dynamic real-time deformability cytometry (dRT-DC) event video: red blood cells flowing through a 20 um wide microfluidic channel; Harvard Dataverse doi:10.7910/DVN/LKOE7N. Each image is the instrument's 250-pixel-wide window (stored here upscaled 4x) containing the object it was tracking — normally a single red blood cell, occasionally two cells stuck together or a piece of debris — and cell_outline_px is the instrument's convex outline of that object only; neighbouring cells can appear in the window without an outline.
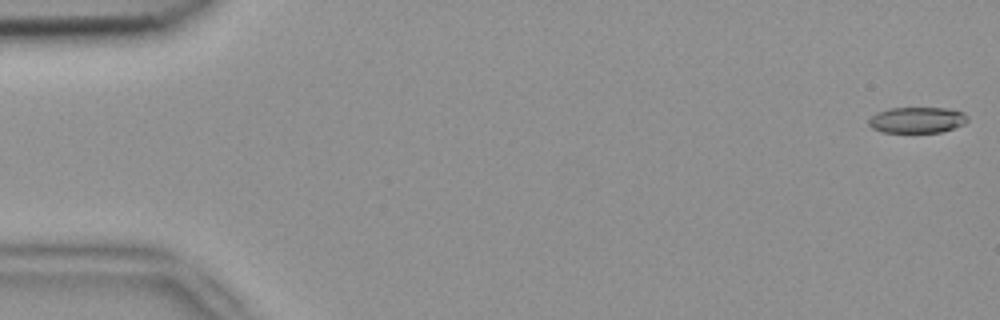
{"species": "common noctule bat (a hibernating species)", "species_latin": "Nyctalus noctula", "temperature_condition": "room temperature", "stored_images_in_passage": 5, "camera_frame_rate_fps": 3000, "um_per_image_px": 0.085, "animal": {"sex": "female", "body_mass_g": 18.4}, "frame": {"image": 1, "passage_image": 1, "time_ms": 0.0, "image_size_px": [1000, 320], "cell_outline_px": [[968, 120], [964, 124], [940, 132], [884, 132], [872, 128], [868, 124], [868, 120], [876, 112], [888, 108], [948, 108], [964, 112], [968, 116]], "centroid_in_image_um": [77.95, 10.19], "position_along_channel_um": 7.1, "area_um2": 14.97}}
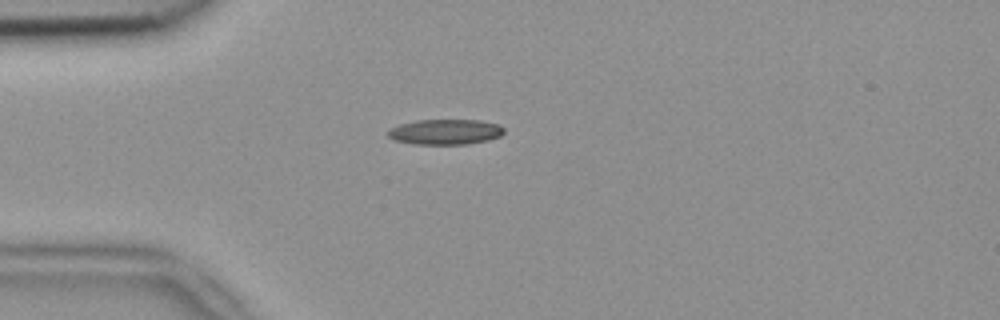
{"frame": {"image": 2, "passage_image": 4, "time_ms": 1.0, "image_size_px": [1000, 320], "cell_outline_px": [[504, 132], [500, 136], [488, 140], [468, 144], [412, 144], [396, 140], [388, 136], [388, 132], [392, 128], [400, 124], [416, 120], [480, 120], [500, 124], [504, 128]], "centroid_in_image_um": [37.9, 11.2], "position_along_channel_um": 47.1, "area_um2": 17.11}}